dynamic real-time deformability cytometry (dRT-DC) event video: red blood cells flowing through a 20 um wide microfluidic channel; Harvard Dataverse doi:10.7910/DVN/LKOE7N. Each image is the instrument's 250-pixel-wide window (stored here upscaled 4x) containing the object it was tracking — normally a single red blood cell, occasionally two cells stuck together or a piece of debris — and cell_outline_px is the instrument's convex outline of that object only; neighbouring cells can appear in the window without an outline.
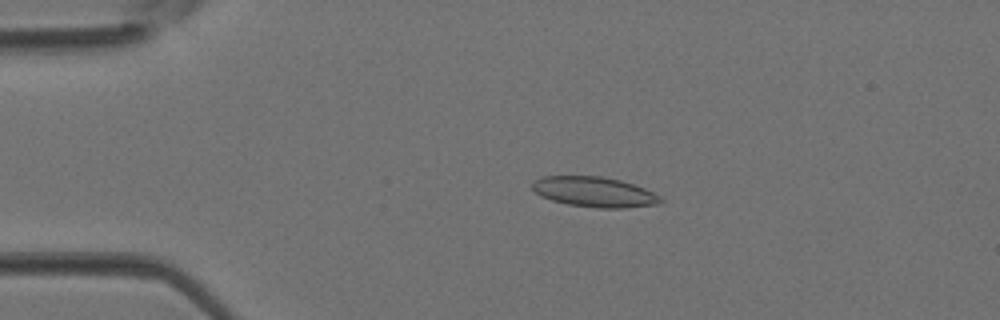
{"species": "Egyptian fruit bat (a non-hibernating species)", "species_latin": "Rousettus aegyptiacus", "temperature_condition": "room temperature", "stored_images_in_passage": 3, "camera_frame_rate_fps": 3000, "um_per_image_px": 0.085, "animal": {"sex": "female"}, "frame": {"image": 1, "passage_image": 3, "time_ms": 0.667, "image_size_px": [1000, 320], "cell_outline_px": [[664, 200], [660, 204], [624, 208], [596, 208], [568, 204], [552, 200], [540, 196], [532, 188], [532, 180], [540, 176], [600, 176], [620, 180], [644, 188], [660, 196]], "centroid_in_image_um": [50.5, 16.31], "position_along_channel_um": 34.5, "area_um2": 22.66}}